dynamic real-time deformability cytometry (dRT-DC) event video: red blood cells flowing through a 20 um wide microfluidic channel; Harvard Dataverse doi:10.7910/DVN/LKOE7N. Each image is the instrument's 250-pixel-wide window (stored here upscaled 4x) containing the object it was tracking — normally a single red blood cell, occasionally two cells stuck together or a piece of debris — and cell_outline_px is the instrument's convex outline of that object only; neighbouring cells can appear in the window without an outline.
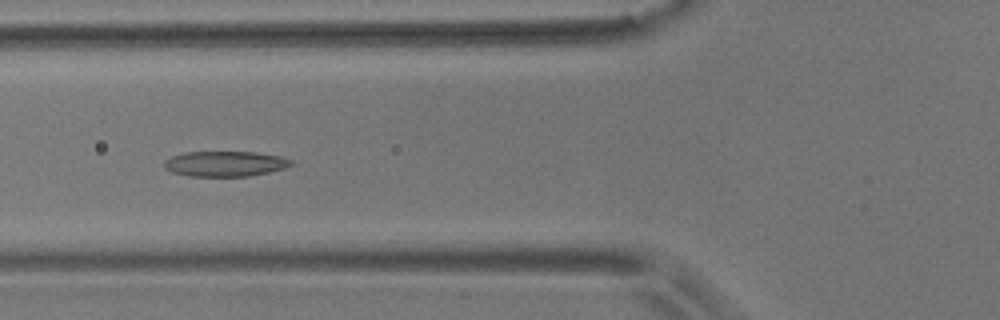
{"species": "common noctule bat (a hibernating species)", "species_latin": "Nyctalus noctula", "temperature_condition": "room temperature", "stored_images_in_passage": 10, "camera_frame_rate_fps": 3000, "um_per_image_px": 0.085, "animal": {"sex": "male", "body_mass_g": 17.9}, "frame": {"image": 1, "passage_image": 7, "time_ms": 6.667, "image_size_px": [1000, 320], "cell_outline_px": [[292, 164], [284, 168], [268, 172], [248, 176], [188, 176], [172, 172], [164, 168], [164, 160], [172, 156], [184, 152], [256, 152], [280, 156], [292, 160]], "centroid_in_image_um": [19.1, 13.91], "position_along_channel_um": 106.7, "area_um2": 18.67}}
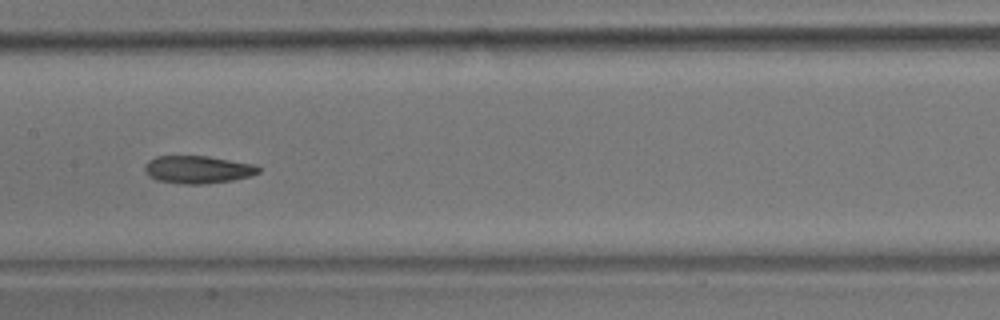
{"frame": {"image": 2, "passage_image": 9, "time_ms": 9.0, "image_size_px": [1000, 320], "cell_outline_px": [[260, 172], [252, 176], [232, 180], [204, 184], [180, 184], [156, 180], [148, 176], [144, 172], [144, 164], [148, 160], [156, 156], [208, 156], [256, 164], [260, 168]], "centroid_in_image_um": [16.8, 14.41], "position_along_channel_um": 190.6, "area_um2": 18.67}}